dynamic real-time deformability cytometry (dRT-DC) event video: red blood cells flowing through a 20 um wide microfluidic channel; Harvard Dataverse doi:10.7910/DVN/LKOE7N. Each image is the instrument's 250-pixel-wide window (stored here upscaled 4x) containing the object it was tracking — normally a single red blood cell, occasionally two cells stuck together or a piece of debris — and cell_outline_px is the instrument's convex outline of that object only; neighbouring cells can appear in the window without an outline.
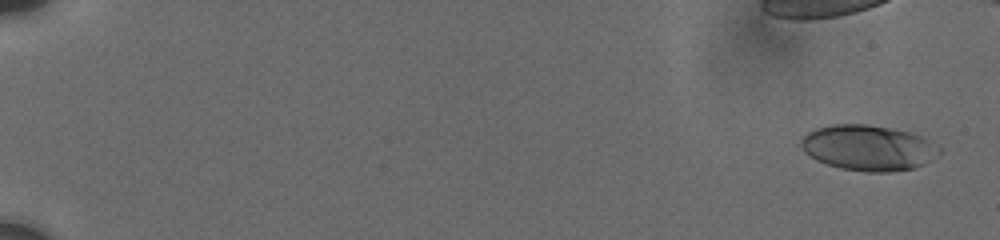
{"species": "human", "species_latin": "Homo sapiens", "temperature_condition": "cold", "stored_images_in_passage": 60, "camera_frame_rate_fps": 3000, "um_per_image_px": 0.085, "donor": {"sex": "male"}, "frame": {"image": 1, "passage_image": 5, "time_ms": 0.667, "image_size_px": [1000, 240], "cell_outline_px": [[940, 152], [936, 156], [924, 164], [912, 168], [888, 172], [864, 172], [840, 168], [816, 160], [804, 152], [796, 144], [808, 132], [816, 128], [832, 124], [868, 124], [908, 132], [924, 136], [940, 148]], "centroid_in_image_um": [73.76, 12.56], "position_along_channel_um": 11.2, "area_um2": 36.82}}
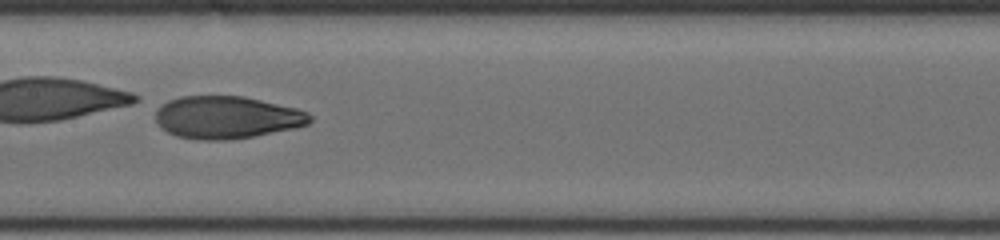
{"frame": {"image": 2, "passage_image": 39, "time_ms": 10.667, "image_size_px": [1000, 240], "cell_outline_px": [[312, 120], [308, 124], [292, 128], [252, 136], [228, 140], [200, 140], [176, 136], [160, 128], [156, 124], [156, 108], [160, 104], [168, 100], [180, 96], [244, 96], [296, 108], [308, 112], [312, 116]], "centroid_in_image_um": [19.22, 9.97], "position_along_channel_um": 188.2, "area_um2": 38.32}}
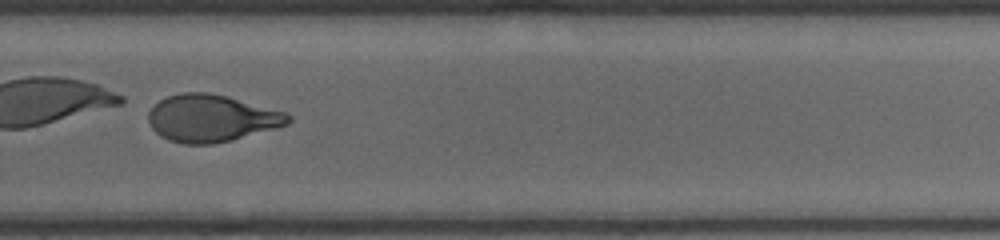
{"frame": {"image": 3, "passage_image": 49, "time_ms": 14.0, "image_size_px": [1000, 240], "cell_outline_px": [[292, 120], [288, 124], [276, 128], [212, 144], [184, 144], [168, 140], [160, 136], [152, 128], [148, 120], [148, 112], [160, 100], [168, 96], [184, 92], [208, 92], [228, 96], [288, 112], [292, 116]], "centroid_in_image_um": [17.99, 10.04], "position_along_channel_um": 311.8, "area_um2": 38.44}, "authors_computed_cell_mechanics": {"area_um2": 37.6567, "velocity_mm_per_s": 3.713, "shape_relaxation_time_tau1_ms": 2.5918, "shape_relaxation_time_tau2_ms": 2.0583, "deformation_change_tau1": 0.3144, "deformation_change_tau2": 0.0798}}